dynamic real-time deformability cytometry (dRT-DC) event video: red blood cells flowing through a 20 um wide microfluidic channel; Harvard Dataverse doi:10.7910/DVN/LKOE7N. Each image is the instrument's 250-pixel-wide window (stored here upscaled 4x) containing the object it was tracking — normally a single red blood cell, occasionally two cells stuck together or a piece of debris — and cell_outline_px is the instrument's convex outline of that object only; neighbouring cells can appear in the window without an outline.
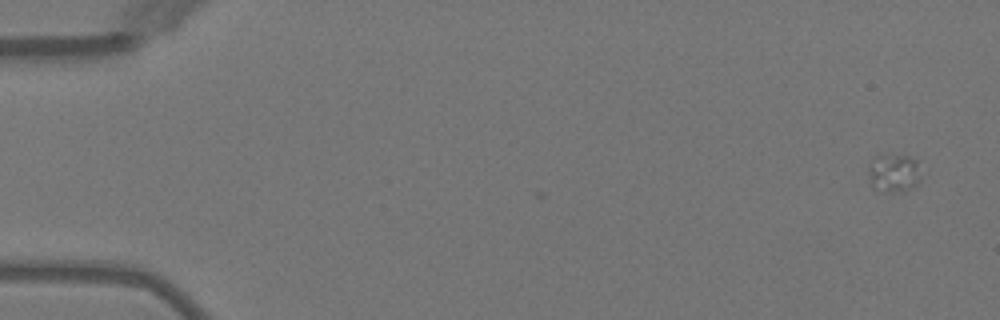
{"species": "Egyptian fruit bat (a non-hibernating species)", "species_latin": "Rousettus aegyptiacus", "temperature_condition": "warm", "stored_images_in_passage": 2, "camera_frame_rate_fps": 3000, "um_per_image_px": 0.085, "animal": {"sex": "female"}, "frame": {"image": 1, "passage_image": 2, "time_ms": 1.333, "image_size_px": [1000, 320], "cell_outline_px": [[920, 176], [916, 184], [908, 188], [892, 192], [872, 188], [868, 176], [868, 164], [872, 156], [908, 156], [916, 160]], "centroid_in_image_um": [75.89, 14.69], "position_along_channel_um": 9.1, "area_um2": 11.44}}